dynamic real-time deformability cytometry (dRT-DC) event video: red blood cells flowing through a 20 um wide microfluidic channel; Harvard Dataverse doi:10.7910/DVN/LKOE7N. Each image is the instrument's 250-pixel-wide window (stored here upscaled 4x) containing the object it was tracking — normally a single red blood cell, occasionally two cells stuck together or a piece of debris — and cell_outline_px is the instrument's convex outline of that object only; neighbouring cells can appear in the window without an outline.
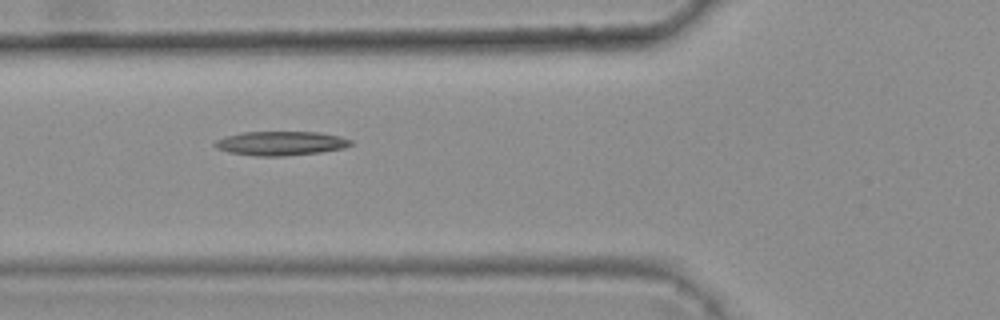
{"species": "common noctule bat (a hibernating species)", "species_latin": "Nyctalus noctula", "temperature_condition": "warm", "stored_images_in_passage": 7, "camera_frame_rate_fps": 3000, "um_per_image_px": 0.085, "animal": {"sex": "female", "body_mass_g": 25.1}, "frame": {"image": 1, "passage_image": 6, "time_ms": 1.667, "image_size_px": [1000, 320], "cell_outline_px": [[356, 144], [344, 148], [320, 152], [284, 156], [256, 156], [228, 152], [216, 148], [212, 144], [216, 140], [224, 136], [244, 132], [320, 132], [340, 136], [352, 140]], "centroid_in_image_um": [23.88, 12.18], "position_along_channel_um": 101.9, "area_um2": 19.31}}
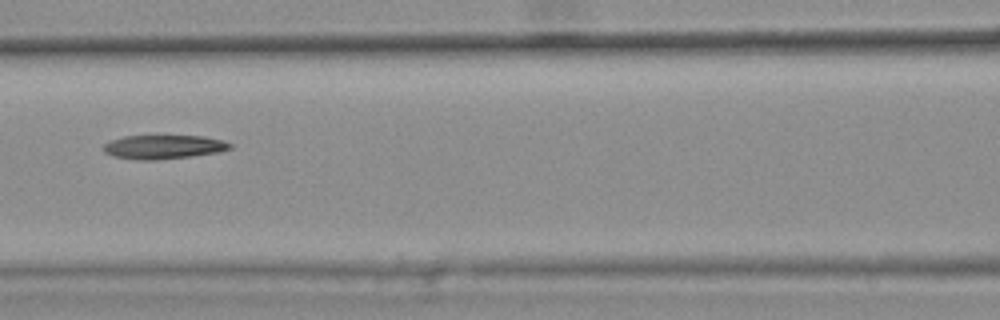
{"frame": {"image": 2, "passage_image": 7, "time_ms": 2.0, "image_size_px": [1000, 320], "cell_outline_px": [[232, 148], [220, 152], [192, 156], [156, 160], [136, 160], [112, 156], [104, 152], [100, 148], [104, 144], [112, 140], [124, 136], [204, 136], [220, 140], [232, 144]], "centroid_in_image_um": [13.87, 12.5], "position_along_channel_um": 152.7, "area_um2": 17.74}}